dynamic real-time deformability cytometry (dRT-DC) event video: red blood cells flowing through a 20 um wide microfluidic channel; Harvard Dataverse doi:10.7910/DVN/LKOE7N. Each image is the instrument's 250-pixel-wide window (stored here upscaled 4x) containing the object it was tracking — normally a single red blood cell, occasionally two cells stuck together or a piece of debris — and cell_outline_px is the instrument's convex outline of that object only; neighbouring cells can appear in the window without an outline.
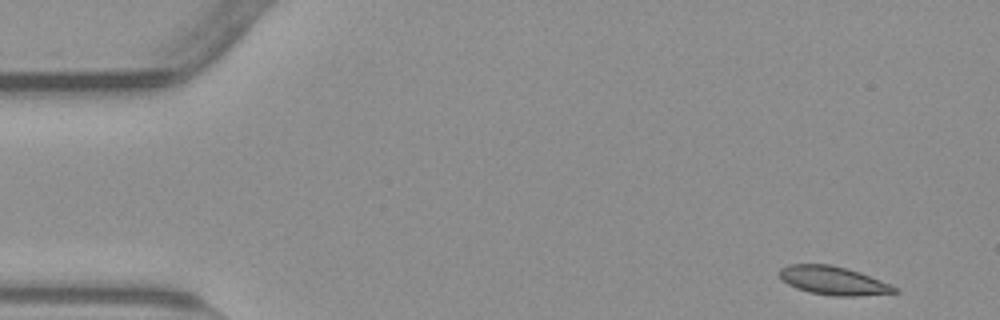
{"species": "common noctule bat (a hibernating species)", "species_latin": "Nyctalus noctula", "temperature_condition": "warm", "stored_images_in_passage": 52, "camera_frame_rate_fps": 3000, "um_per_image_px": 0.085, "animal": {"sex": "male", "body_mass_g": 23.1, "forearm_length_mm": 52.7}, "frame": {"image": 1, "passage_image": 1, "time_ms": 0.0, "image_size_px": [1000, 320], "cell_outline_px": [[900, 292], [856, 296], [832, 296], [808, 292], [796, 288], [788, 284], [776, 272], [780, 268], [788, 264], [832, 264], [860, 272], [880, 280], [896, 288]], "centroid_in_image_um": [70.78, 23.84], "position_along_channel_um": 14.2, "area_um2": 19.13}}
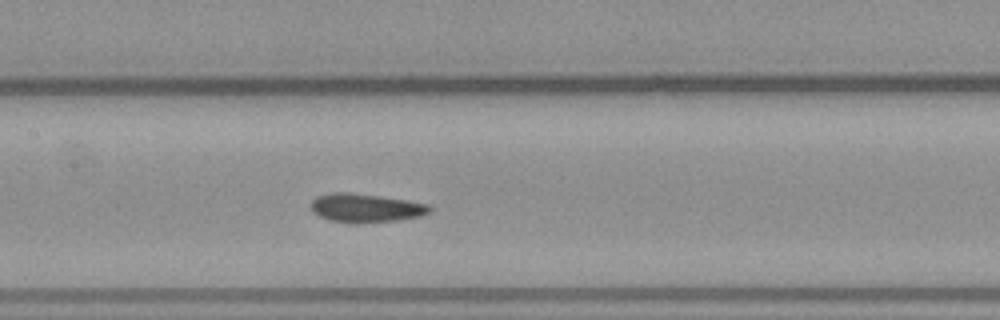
{"frame": {"image": 2, "passage_image": 23, "time_ms": 7.333, "image_size_px": [1000, 320], "cell_outline_px": [[432, 208], [428, 212], [420, 216], [396, 220], [356, 224], [328, 220], [312, 212], [312, 200], [316, 196], [332, 192], [352, 192], [380, 196], [428, 204]], "centroid_in_image_um": [31.04, 17.68], "position_along_channel_um": 176.4, "area_um2": 19.83}}
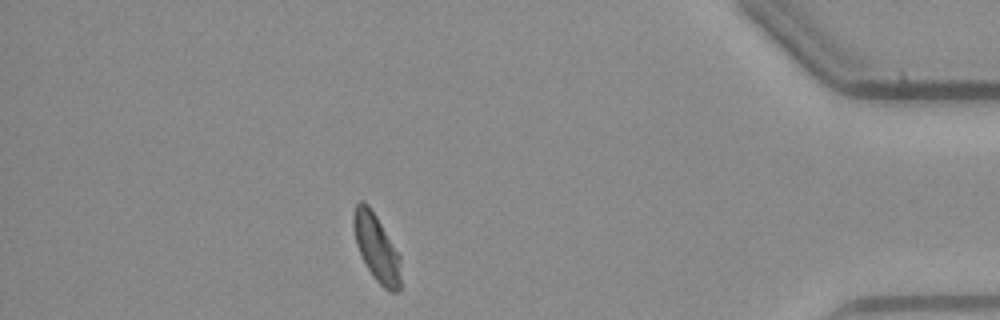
{"frame": {"image": 3, "passage_image": 45, "time_ms": 14.667, "image_size_px": [1000, 320], "cell_outline_px": [[400, 288], [396, 292], [392, 292], [384, 288], [376, 280], [368, 268], [356, 244], [352, 228], [352, 216], [356, 204], [360, 200], [364, 200], [368, 204], [376, 216], [400, 256]], "centroid_in_image_um": [31.98, 21.02], "position_along_channel_um": 403.2, "area_um2": 18.26}}